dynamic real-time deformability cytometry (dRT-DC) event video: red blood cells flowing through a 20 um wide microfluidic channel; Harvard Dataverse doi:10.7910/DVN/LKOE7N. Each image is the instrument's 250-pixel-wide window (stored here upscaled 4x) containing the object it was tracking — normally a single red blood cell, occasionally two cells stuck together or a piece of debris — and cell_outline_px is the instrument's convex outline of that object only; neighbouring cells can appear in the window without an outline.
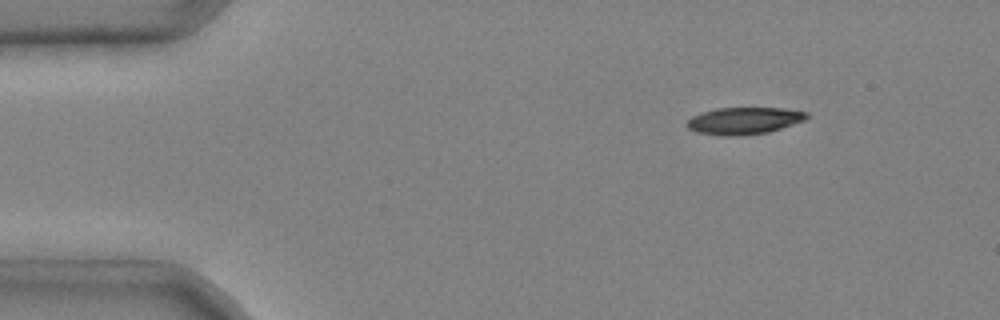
{"species": "common noctule bat (a hibernating species)", "species_latin": "Nyctalus noctula", "temperature_condition": "cold", "stored_images_in_passage": 3, "camera_frame_rate_fps": 3000, "um_per_image_px": 0.085, "animal": {"sex": "male", "body_mass_g": 20.4}, "frame": {"image": 1, "passage_image": 1, "time_ms": 0.0, "image_size_px": [1000, 320], "cell_outline_px": [[808, 120], [768, 132], [736, 136], [724, 136], [696, 132], [688, 128], [688, 120], [692, 116], [716, 108], [784, 108], [808, 112]], "centroid_in_image_um": [63.3, 10.26], "position_along_channel_um": 21.7, "area_um2": 18.84}}